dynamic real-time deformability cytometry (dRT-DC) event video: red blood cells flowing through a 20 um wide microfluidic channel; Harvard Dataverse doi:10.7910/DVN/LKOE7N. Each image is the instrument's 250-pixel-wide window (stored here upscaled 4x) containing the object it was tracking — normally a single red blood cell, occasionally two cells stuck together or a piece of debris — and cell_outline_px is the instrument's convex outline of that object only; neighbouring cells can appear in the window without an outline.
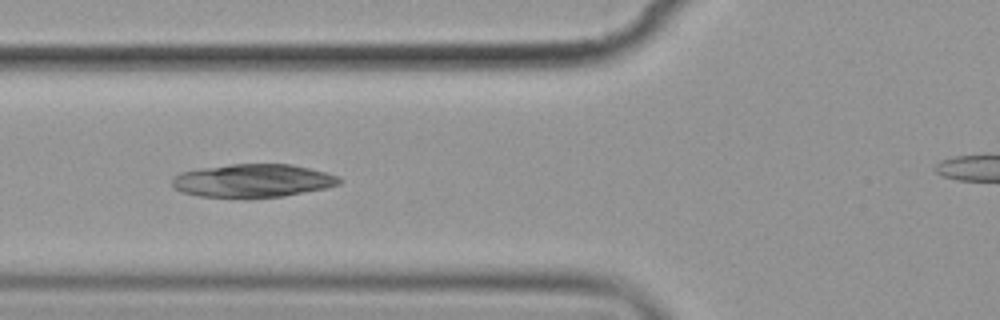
{"species": "common noctule bat (a hibernating species)", "species_latin": "Nyctalus noctula", "temperature_condition": "cold", "stored_images_in_passage": 9, "segment_of_instrument_passage": [1, 2], "camera_frame_rate_fps": 3000, "um_per_image_px": 0.085, "animal": {"sex": "female", "body_mass_g": 19.9}, "frame": {"image": 1, "passage_image": 7, "time_ms": 7.0, "image_size_px": [1000, 320], "cell_outline_px": [[340, 184], [324, 188], [284, 196], [248, 200], [244, 200], [200, 196], [180, 192], [172, 188], [172, 176], [180, 172], [200, 168], [228, 164], [292, 164], [340, 176]], "centroid_in_image_um": [21.41, 15.39], "position_along_channel_um": 104.4, "area_um2": 33.23}}
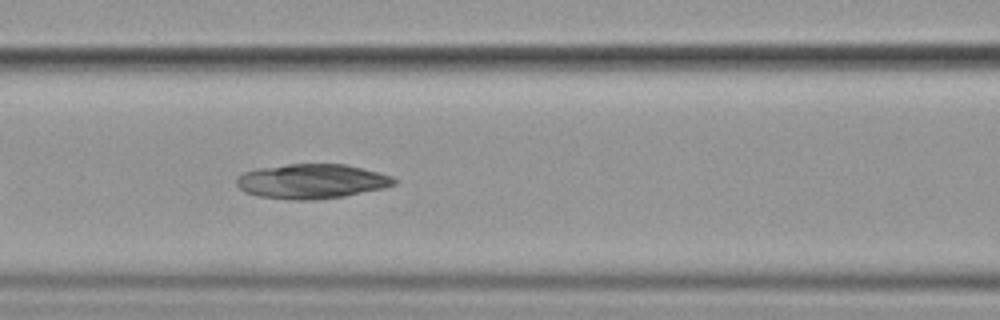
{"frame": {"image": 2, "passage_image": 8, "time_ms": 8.0, "image_size_px": [1000, 320], "cell_outline_px": [[396, 184], [384, 188], [344, 196], [316, 200], [288, 200], [260, 196], [244, 192], [236, 184], [236, 176], [244, 172], [256, 168], [288, 164], [344, 164], [392, 176], [396, 180]], "centroid_in_image_um": [26.45, 15.42], "position_along_channel_um": 140.2, "area_um2": 31.85}}